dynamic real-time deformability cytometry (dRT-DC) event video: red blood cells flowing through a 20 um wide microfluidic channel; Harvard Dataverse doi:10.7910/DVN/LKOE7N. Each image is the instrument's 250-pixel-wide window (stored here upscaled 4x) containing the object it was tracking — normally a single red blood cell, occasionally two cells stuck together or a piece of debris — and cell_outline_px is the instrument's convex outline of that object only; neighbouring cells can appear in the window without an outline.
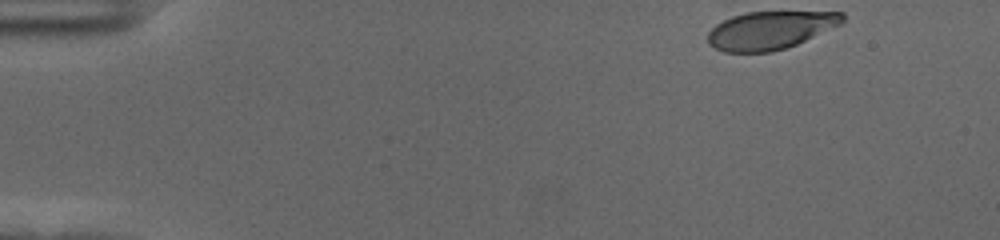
{"species": "human", "species_latin": "Homo sapiens", "temperature_condition": "cold", "stored_images_in_passage": 53, "camera_frame_rate_fps": 3000, "um_per_image_px": 0.085, "donor": {"sex": "female"}, "frame": {"image": 1, "passage_image": 1, "time_ms": 0.0, "image_size_px": [1000, 240], "cell_outline_px": [[844, 20], [840, 24], [788, 48], [772, 52], [724, 52], [708, 44], [708, 32], [716, 24], [732, 16], [744, 12], [844, 12]], "centroid_in_image_um": [65.44, 2.57], "position_along_channel_um": 19.6, "area_um2": 29.71}}
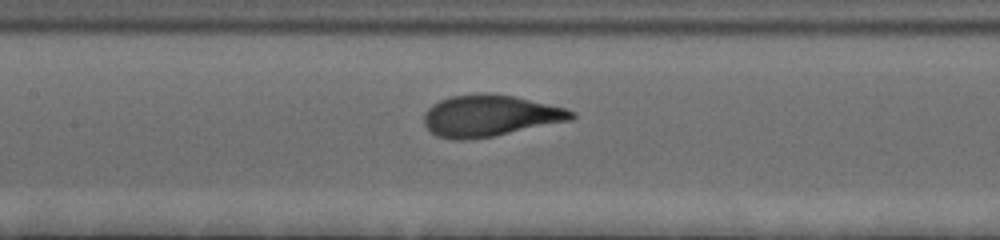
{"frame": {"image": 2, "passage_image": 23, "time_ms": 7.333, "image_size_px": [1000, 240], "cell_outline_px": [[576, 116], [572, 120], [492, 136], [468, 140], [452, 140], [436, 136], [424, 124], [424, 112], [432, 104], [440, 100], [452, 96], [512, 96], [564, 108], [576, 112]], "centroid_in_image_um": [41.62, 9.89], "position_along_channel_um": 165.8, "area_um2": 34.62}}
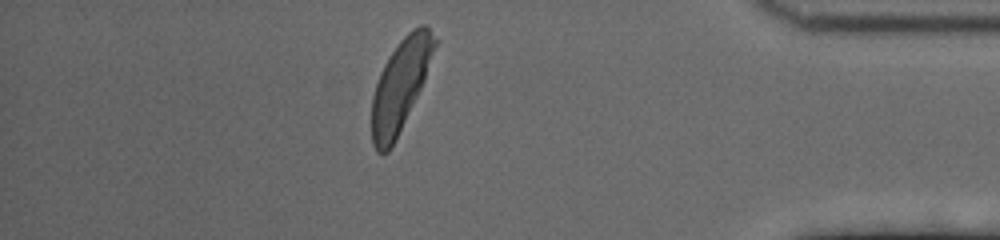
{"frame": {"image": 3, "passage_image": 46, "time_ms": 15.0, "image_size_px": [1000, 240], "cell_outline_px": [[440, 40], [424, 80], [388, 152], [380, 156], [376, 152], [372, 144], [372, 96], [380, 72], [384, 64], [400, 40], [412, 28], [420, 24], [424, 24]], "centroid_in_image_um": [34.04, 7.19], "position_along_channel_um": 401.2, "area_um2": 33.06}, "authors_computed_cell_mechanics": {"area_um2": 34.0442, "velocity_mm_per_s": 3.5001, "shape_relaxation_time_tau1_ms": 2.0813, "shape_relaxation_time_tau2_ms": null, "deformation_change_tau1": 0.1594, "deformation_change_tau2": null}}